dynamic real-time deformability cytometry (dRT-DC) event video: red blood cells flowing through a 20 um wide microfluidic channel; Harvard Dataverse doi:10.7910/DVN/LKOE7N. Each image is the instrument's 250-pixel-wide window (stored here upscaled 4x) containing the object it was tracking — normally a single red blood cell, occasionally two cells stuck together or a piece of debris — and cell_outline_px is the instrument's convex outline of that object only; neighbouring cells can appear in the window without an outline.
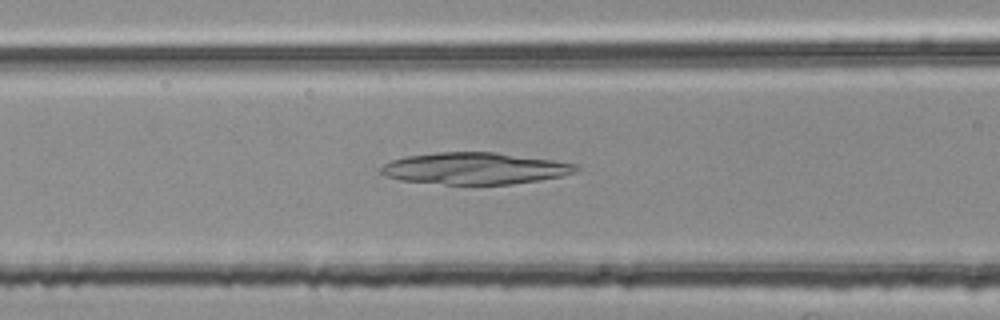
{"species": "common noctule bat (a hibernating species)", "species_latin": "Nyctalus noctula", "temperature_condition": "room temperature", "stored_images_in_passage": 47, "camera_frame_rate_fps": 3000, "um_per_image_px": 0.085, "animal": {"sex": "female", "body_mass_g": 25.1}, "frame": {"image": 1, "passage_image": 20, "time_ms": 6.333, "image_size_px": [1000, 320], "cell_outline_px": [[580, 168], [576, 172], [560, 176], [512, 184], [444, 184], [400, 180], [384, 176], [380, 172], [380, 168], [384, 164], [392, 160], [408, 156], [440, 152], [496, 152], [552, 160], [576, 164]], "centroid_in_image_um": [40.34, 14.31], "position_along_channel_um": 126.3, "area_um2": 35.78}}
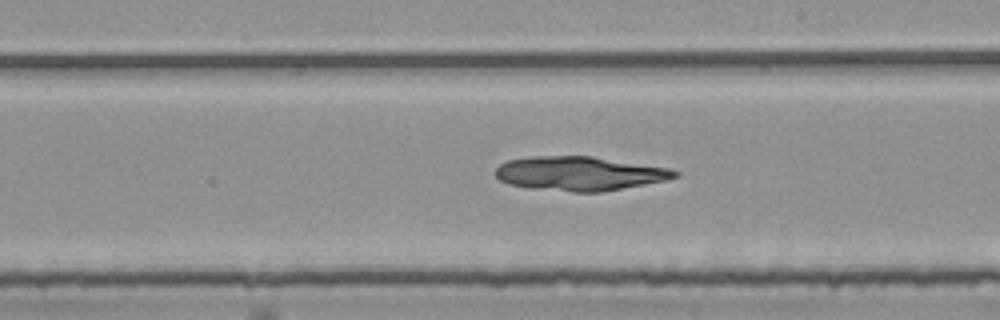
{"frame": {"image": 2, "passage_image": 29, "time_ms": 9.333, "image_size_px": [1000, 320], "cell_outline_px": [[680, 176], [668, 180], [600, 192], [572, 192], [528, 188], [508, 184], [500, 180], [496, 176], [496, 168], [500, 164], [508, 160], [532, 156], [592, 156], [668, 168], [680, 172]], "centroid_in_image_um": [49.26, 14.75], "position_along_channel_um": 239.7, "area_um2": 35.72}}
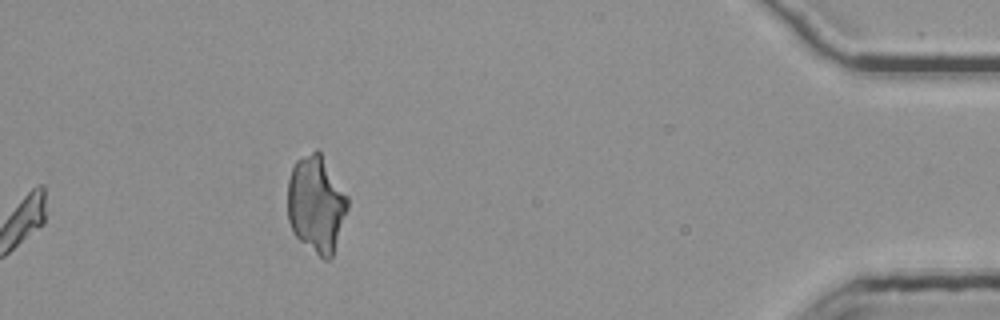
{"frame": {"image": 3, "passage_image": 47, "time_ms": 15.333, "image_size_px": [1000, 320], "cell_outline_px": [[348, 208], [332, 256], [328, 260], [324, 260], [300, 240], [292, 232], [288, 220], [288, 180], [292, 168], [296, 160], [316, 148], [320, 152], [348, 196]], "centroid_in_image_um": [26.87, 17.34], "position_along_channel_um": 408.3, "area_um2": 33.76}}